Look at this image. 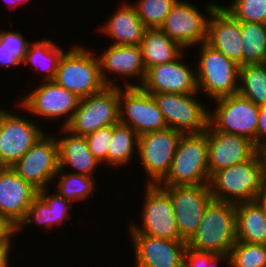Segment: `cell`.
I'll return each mask as SVG.
<instances>
[{"label": "cell", "instance_id": "cell-1", "mask_svg": "<svg viewBox=\"0 0 266 267\" xmlns=\"http://www.w3.org/2000/svg\"><path fill=\"white\" fill-rule=\"evenodd\" d=\"M265 180V158L262 151H258L244 163L214 172L208 185L214 200L238 204L255 201Z\"/></svg>", "mask_w": 266, "mask_h": 267}, {"label": "cell", "instance_id": "cell-2", "mask_svg": "<svg viewBox=\"0 0 266 267\" xmlns=\"http://www.w3.org/2000/svg\"><path fill=\"white\" fill-rule=\"evenodd\" d=\"M237 241L235 204L212 200L187 247L215 254H229Z\"/></svg>", "mask_w": 266, "mask_h": 267}, {"label": "cell", "instance_id": "cell-3", "mask_svg": "<svg viewBox=\"0 0 266 267\" xmlns=\"http://www.w3.org/2000/svg\"><path fill=\"white\" fill-rule=\"evenodd\" d=\"M77 43L61 57L53 81L78 98H84L101 92L106 85L100 74L99 52L93 54L94 50Z\"/></svg>", "mask_w": 266, "mask_h": 267}, {"label": "cell", "instance_id": "cell-4", "mask_svg": "<svg viewBox=\"0 0 266 267\" xmlns=\"http://www.w3.org/2000/svg\"><path fill=\"white\" fill-rule=\"evenodd\" d=\"M209 180L207 131L182 134L171 169L159 185L161 187L208 185Z\"/></svg>", "mask_w": 266, "mask_h": 267}, {"label": "cell", "instance_id": "cell-5", "mask_svg": "<svg viewBox=\"0 0 266 267\" xmlns=\"http://www.w3.org/2000/svg\"><path fill=\"white\" fill-rule=\"evenodd\" d=\"M197 47L199 57L195 67L198 93L203 92L211 101L237 94L239 65L206 42Z\"/></svg>", "mask_w": 266, "mask_h": 267}, {"label": "cell", "instance_id": "cell-6", "mask_svg": "<svg viewBox=\"0 0 266 267\" xmlns=\"http://www.w3.org/2000/svg\"><path fill=\"white\" fill-rule=\"evenodd\" d=\"M140 222L129 224L128 233L169 240H183L177 227L170 194L159 184H144Z\"/></svg>", "mask_w": 266, "mask_h": 267}, {"label": "cell", "instance_id": "cell-7", "mask_svg": "<svg viewBox=\"0 0 266 267\" xmlns=\"http://www.w3.org/2000/svg\"><path fill=\"white\" fill-rule=\"evenodd\" d=\"M218 5L214 1L204 4V14L194 2L177 0L160 29L185 51L189 47L194 48L195 45L206 42L208 19Z\"/></svg>", "mask_w": 266, "mask_h": 267}, {"label": "cell", "instance_id": "cell-8", "mask_svg": "<svg viewBox=\"0 0 266 267\" xmlns=\"http://www.w3.org/2000/svg\"><path fill=\"white\" fill-rule=\"evenodd\" d=\"M210 111L209 124L219 132L240 135L257 148V125L260 106L237 94L218 98Z\"/></svg>", "mask_w": 266, "mask_h": 267}, {"label": "cell", "instance_id": "cell-9", "mask_svg": "<svg viewBox=\"0 0 266 267\" xmlns=\"http://www.w3.org/2000/svg\"><path fill=\"white\" fill-rule=\"evenodd\" d=\"M31 91L20 101L18 99L16 105L20 110L36 116V119L40 117L39 119H48L50 122L63 118L61 127L71 121L80 99L75 94L54 81H43Z\"/></svg>", "mask_w": 266, "mask_h": 267}, {"label": "cell", "instance_id": "cell-10", "mask_svg": "<svg viewBox=\"0 0 266 267\" xmlns=\"http://www.w3.org/2000/svg\"><path fill=\"white\" fill-rule=\"evenodd\" d=\"M119 123V86H106L101 92L80 98L71 121L65 128L86 136L98 129Z\"/></svg>", "mask_w": 266, "mask_h": 267}, {"label": "cell", "instance_id": "cell-11", "mask_svg": "<svg viewBox=\"0 0 266 267\" xmlns=\"http://www.w3.org/2000/svg\"><path fill=\"white\" fill-rule=\"evenodd\" d=\"M152 95L169 128L183 134L202 133L208 128L210 105L206 107L199 98H196L199 93H157Z\"/></svg>", "mask_w": 266, "mask_h": 267}, {"label": "cell", "instance_id": "cell-12", "mask_svg": "<svg viewBox=\"0 0 266 267\" xmlns=\"http://www.w3.org/2000/svg\"><path fill=\"white\" fill-rule=\"evenodd\" d=\"M182 132L167 127L138 136V163L142 164L146 184H159L169 173Z\"/></svg>", "mask_w": 266, "mask_h": 267}, {"label": "cell", "instance_id": "cell-13", "mask_svg": "<svg viewBox=\"0 0 266 267\" xmlns=\"http://www.w3.org/2000/svg\"><path fill=\"white\" fill-rule=\"evenodd\" d=\"M25 117L6 108L0 112V167H12L45 134Z\"/></svg>", "mask_w": 266, "mask_h": 267}, {"label": "cell", "instance_id": "cell-14", "mask_svg": "<svg viewBox=\"0 0 266 267\" xmlns=\"http://www.w3.org/2000/svg\"><path fill=\"white\" fill-rule=\"evenodd\" d=\"M119 123L138 136L168 127L153 95L141 87H119Z\"/></svg>", "mask_w": 266, "mask_h": 267}, {"label": "cell", "instance_id": "cell-15", "mask_svg": "<svg viewBox=\"0 0 266 267\" xmlns=\"http://www.w3.org/2000/svg\"><path fill=\"white\" fill-rule=\"evenodd\" d=\"M56 134L45 133L11 168L38 191L54 183L58 172Z\"/></svg>", "mask_w": 266, "mask_h": 267}, {"label": "cell", "instance_id": "cell-16", "mask_svg": "<svg viewBox=\"0 0 266 267\" xmlns=\"http://www.w3.org/2000/svg\"><path fill=\"white\" fill-rule=\"evenodd\" d=\"M97 57L100 64V74L106 86L140 87L142 85L146 76V68L139 45L110 44ZM111 74L120 76L119 78L123 79L125 84H118L117 75L115 77ZM130 78L132 80L136 78L137 81L131 83L133 81Z\"/></svg>", "mask_w": 266, "mask_h": 267}, {"label": "cell", "instance_id": "cell-17", "mask_svg": "<svg viewBox=\"0 0 266 267\" xmlns=\"http://www.w3.org/2000/svg\"><path fill=\"white\" fill-rule=\"evenodd\" d=\"M163 188L170 194L180 237L187 242L196 232L206 207L213 200L209 185Z\"/></svg>", "mask_w": 266, "mask_h": 267}, {"label": "cell", "instance_id": "cell-18", "mask_svg": "<svg viewBox=\"0 0 266 267\" xmlns=\"http://www.w3.org/2000/svg\"><path fill=\"white\" fill-rule=\"evenodd\" d=\"M183 56L184 52L171 62L148 68L140 87L151 95L157 93H198L196 68L188 66Z\"/></svg>", "mask_w": 266, "mask_h": 267}, {"label": "cell", "instance_id": "cell-19", "mask_svg": "<svg viewBox=\"0 0 266 267\" xmlns=\"http://www.w3.org/2000/svg\"><path fill=\"white\" fill-rule=\"evenodd\" d=\"M133 243L134 267H184L187 243L144 234H129Z\"/></svg>", "mask_w": 266, "mask_h": 267}, {"label": "cell", "instance_id": "cell-20", "mask_svg": "<svg viewBox=\"0 0 266 267\" xmlns=\"http://www.w3.org/2000/svg\"><path fill=\"white\" fill-rule=\"evenodd\" d=\"M206 131L210 176L220 169L250 160L259 151L253 142L240 135L216 131L210 124Z\"/></svg>", "mask_w": 266, "mask_h": 267}, {"label": "cell", "instance_id": "cell-21", "mask_svg": "<svg viewBox=\"0 0 266 267\" xmlns=\"http://www.w3.org/2000/svg\"><path fill=\"white\" fill-rule=\"evenodd\" d=\"M38 190L11 167H0V215L17 227L24 219Z\"/></svg>", "mask_w": 266, "mask_h": 267}, {"label": "cell", "instance_id": "cell-22", "mask_svg": "<svg viewBox=\"0 0 266 267\" xmlns=\"http://www.w3.org/2000/svg\"><path fill=\"white\" fill-rule=\"evenodd\" d=\"M206 43L239 66L243 65L241 22L235 20L220 4L209 16Z\"/></svg>", "mask_w": 266, "mask_h": 267}, {"label": "cell", "instance_id": "cell-23", "mask_svg": "<svg viewBox=\"0 0 266 267\" xmlns=\"http://www.w3.org/2000/svg\"><path fill=\"white\" fill-rule=\"evenodd\" d=\"M48 190L49 187L38 191V195L27 209L24 219L16 227L17 236L18 232H22L20 230H24L23 227L33 224L34 221L38 224L37 226L44 227L45 231L48 229L50 233V230H53L52 227L63 224L65 226L64 222L72 219L69 212L72 210L73 203L62 197L57 191L49 194Z\"/></svg>", "mask_w": 266, "mask_h": 267}, {"label": "cell", "instance_id": "cell-24", "mask_svg": "<svg viewBox=\"0 0 266 267\" xmlns=\"http://www.w3.org/2000/svg\"><path fill=\"white\" fill-rule=\"evenodd\" d=\"M58 131L61 138L59 135L55 138L58 144L59 169H65L70 165V169L73 170L71 173L95 177L93 173L101 164L90 152L85 136L73 134L61 125Z\"/></svg>", "mask_w": 266, "mask_h": 267}, {"label": "cell", "instance_id": "cell-25", "mask_svg": "<svg viewBox=\"0 0 266 267\" xmlns=\"http://www.w3.org/2000/svg\"><path fill=\"white\" fill-rule=\"evenodd\" d=\"M109 19L98 28V32L113 41L112 45H140L147 28L138 17L132 2L121 3ZM112 15V16H111Z\"/></svg>", "mask_w": 266, "mask_h": 267}, {"label": "cell", "instance_id": "cell-26", "mask_svg": "<svg viewBox=\"0 0 266 267\" xmlns=\"http://www.w3.org/2000/svg\"><path fill=\"white\" fill-rule=\"evenodd\" d=\"M237 241L266 244V215L258 202L235 204Z\"/></svg>", "mask_w": 266, "mask_h": 267}, {"label": "cell", "instance_id": "cell-27", "mask_svg": "<svg viewBox=\"0 0 266 267\" xmlns=\"http://www.w3.org/2000/svg\"><path fill=\"white\" fill-rule=\"evenodd\" d=\"M139 46L146 70L158 64L171 62L185 51L160 28L147 29Z\"/></svg>", "mask_w": 266, "mask_h": 267}, {"label": "cell", "instance_id": "cell-28", "mask_svg": "<svg viewBox=\"0 0 266 267\" xmlns=\"http://www.w3.org/2000/svg\"><path fill=\"white\" fill-rule=\"evenodd\" d=\"M59 44L52 39H39L36 42H29L27 53L22 62L23 66L29 65L35 70L39 68L41 72L44 70L40 81H53L59 61L65 53ZM32 65V66H31Z\"/></svg>", "mask_w": 266, "mask_h": 267}, {"label": "cell", "instance_id": "cell-29", "mask_svg": "<svg viewBox=\"0 0 266 267\" xmlns=\"http://www.w3.org/2000/svg\"><path fill=\"white\" fill-rule=\"evenodd\" d=\"M137 150V133L129 126L121 123L114 124L112 140L108 148V164L110 165L108 168L112 166L116 169V167L128 166L133 160L132 158L137 156Z\"/></svg>", "mask_w": 266, "mask_h": 267}, {"label": "cell", "instance_id": "cell-30", "mask_svg": "<svg viewBox=\"0 0 266 267\" xmlns=\"http://www.w3.org/2000/svg\"><path fill=\"white\" fill-rule=\"evenodd\" d=\"M67 169H58L54 177L55 181L53 184L57 183L53 186V188L56 187L54 190L72 203L83 201L88 199L87 197L93 196L97 185V178L71 173L72 170L69 167Z\"/></svg>", "mask_w": 266, "mask_h": 267}, {"label": "cell", "instance_id": "cell-31", "mask_svg": "<svg viewBox=\"0 0 266 267\" xmlns=\"http://www.w3.org/2000/svg\"><path fill=\"white\" fill-rule=\"evenodd\" d=\"M238 94L255 105L266 106V68L262 63L239 66Z\"/></svg>", "mask_w": 266, "mask_h": 267}, {"label": "cell", "instance_id": "cell-32", "mask_svg": "<svg viewBox=\"0 0 266 267\" xmlns=\"http://www.w3.org/2000/svg\"><path fill=\"white\" fill-rule=\"evenodd\" d=\"M243 64L262 63L266 57V24L241 22Z\"/></svg>", "mask_w": 266, "mask_h": 267}, {"label": "cell", "instance_id": "cell-33", "mask_svg": "<svg viewBox=\"0 0 266 267\" xmlns=\"http://www.w3.org/2000/svg\"><path fill=\"white\" fill-rule=\"evenodd\" d=\"M229 267H266V244L236 241L228 254Z\"/></svg>", "mask_w": 266, "mask_h": 267}, {"label": "cell", "instance_id": "cell-34", "mask_svg": "<svg viewBox=\"0 0 266 267\" xmlns=\"http://www.w3.org/2000/svg\"><path fill=\"white\" fill-rule=\"evenodd\" d=\"M177 0H137L132 2L147 29L160 28Z\"/></svg>", "mask_w": 266, "mask_h": 267}, {"label": "cell", "instance_id": "cell-35", "mask_svg": "<svg viewBox=\"0 0 266 267\" xmlns=\"http://www.w3.org/2000/svg\"><path fill=\"white\" fill-rule=\"evenodd\" d=\"M221 7L239 22L266 24V0H232L230 5Z\"/></svg>", "mask_w": 266, "mask_h": 267}, {"label": "cell", "instance_id": "cell-36", "mask_svg": "<svg viewBox=\"0 0 266 267\" xmlns=\"http://www.w3.org/2000/svg\"><path fill=\"white\" fill-rule=\"evenodd\" d=\"M112 134L113 125H108L85 136L90 152L100 164L103 163V167L104 164L108 165V148Z\"/></svg>", "mask_w": 266, "mask_h": 267}, {"label": "cell", "instance_id": "cell-37", "mask_svg": "<svg viewBox=\"0 0 266 267\" xmlns=\"http://www.w3.org/2000/svg\"><path fill=\"white\" fill-rule=\"evenodd\" d=\"M222 261L228 263V254L197 251L187 247L184 255V267H218V263Z\"/></svg>", "mask_w": 266, "mask_h": 267}, {"label": "cell", "instance_id": "cell-38", "mask_svg": "<svg viewBox=\"0 0 266 267\" xmlns=\"http://www.w3.org/2000/svg\"><path fill=\"white\" fill-rule=\"evenodd\" d=\"M29 42L22 32L13 30L0 31V43L22 63L27 53Z\"/></svg>", "mask_w": 266, "mask_h": 267}, {"label": "cell", "instance_id": "cell-39", "mask_svg": "<svg viewBox=\"0 0 266 267\" xmlns=\"http://www.w3.org/2000/svg\"><path fill=\"white\" fill-rule=\"evenodd\" d=\"M266 148V106H260L257 125V149L263 151Z\"/></svg>", "mask_w": 266, "mask_h": 267}, {"label": "cell", "instance_id": "cell-40", "mask_svg": "<svg viewBox=\"0 0 266 267\" xmlns=\"http://www.w3.org/2000/svg\"><path fill=\"white\" fill-rule=\"evenodd\" d=\"M16 227L0 215V242H13Z\"/></svg>", "mask_w": 266, "mask_h": 267}, {"label": "cell", "instance_id": "cell-41", "mask_svg": "<svg viewBox=\"0 0 266 267\" xmlns=\"http://www.w3.org/2000/svg\"><path fill=\"white\" fill-rule=\"evenodd\" d=\"M22 63L14 56V53L6 49L0 43V67H19Z\"/></svg>", "mask_w": 266, "mask_h": 267}, {"label": "cell", "instance_id": "cell-42", "mask_svg": "<svg viewBox=\"0 0 266 267\" xmlns=\"http://www.w3.org/2000/svg\"><path fill=\"white\" fill-rule=\"evenodd\" d=\"M12 242H0V267H11L10 256L13 245Z\"/></svg>", "mask_w": 266, "mask_h": 267}, {"label": "cell", "instance_id": "cell-43", "mask_svg": "<svg viewBox=\"0 0 266 267\" xmlns=\"http://www.w3.org/2000/svg\"><path fill=\"white\" fill-rule=\"evenodd\" d=\"M256 201L263 208L264 213L266 215V180H265L261 190L258 192V195L256 197Z\"/></svg>", "mask_w": 266, "mask_h": 267}, {"label": "cell", "instance_id": "cell-44", "mask_svg": "<svg viewBox=\"0 0 266 267\" xmlns=\"http://www.w3.org/2000/svg\"><path fill=\"white\" fill-rule=\"evenodd\" d=\"M3 1H5V4H7V8L8 9L13 10V9L17 8V2H16V0H3Z\"/></svg>", "mask_w": 266, "mask_h": 267}, {"label": "cell", "instance_id": "cell-45", "mask_svg": "<svg viewBox=\"0 0 266 267\" xmlns=\"http://www.w3.org/2000/svg\"><path fill=\"white\" fill-rule=\"evenodd\" d=\"M27 1H30V0H16V2H17V6L19 7V6H21L22 4L24 5V4H26Z\"/></svg>", "mask_w": 266, "mask_h": 267}, {"label": "cell", "instance_id": "cell-46", "mask_svg": "<svg viewBox=\"0 0 266 267\" xmlns=\"http://www.w3.org/2000/svg\"><path fill=\"white\" fill-rule=\"evenodd\" d=\"M264 158H265V163H266V148L262 151Z\"/></svg>", "mask_w": 266, "mask_h": 267}, {"label": "cell", "instance_id": "cell-47", "mask_svg": "<svg viewBox=\"0 0 266 267\" xmlns=\"http://www.w3.org/2000/svg\"><path fill=\"white\" fill-rule=\"evenodd\" d=\"M262 64H263V65L265 66V68H266V57H265V59L263 60Z\"/></svg>", "mask_w": 266, "mask_h": 267}]
</instances>
